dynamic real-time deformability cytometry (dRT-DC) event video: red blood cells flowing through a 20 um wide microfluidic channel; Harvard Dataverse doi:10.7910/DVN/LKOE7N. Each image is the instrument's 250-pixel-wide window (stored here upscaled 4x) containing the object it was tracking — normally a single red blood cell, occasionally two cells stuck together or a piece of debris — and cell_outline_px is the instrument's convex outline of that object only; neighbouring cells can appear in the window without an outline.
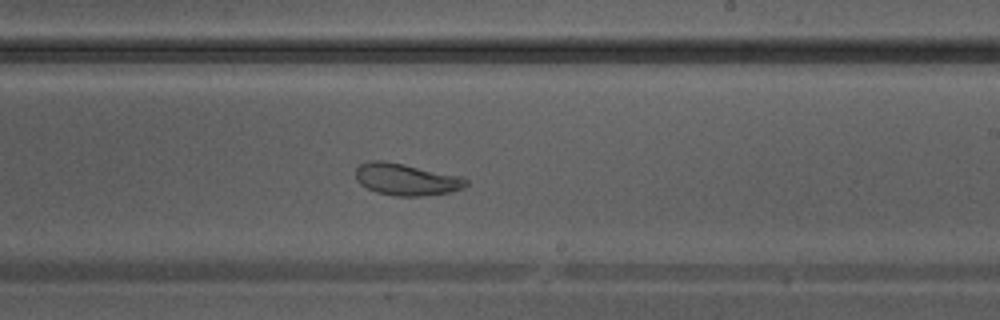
{"species": "Egyptian fruit bat (a non-hibernating species)", "species_latin": "Rousettus aegyptiacus", "temperature_condition": "warm", "stored_images_in_passage": 38, "camera_frame_rate_fps": 3000, "um_per_image_px": 0.085, "animal": {"sex": "male"}, "frame": {"image": 1, "passage_image": 22, "time_ms": 7.0, "image_size_px": [1000, 320], "cell_outline_px": [[468, 184], [460, 188], [448, 192], [420, 196], [396, 196], [376, 192], [360, 184], [356, 180], [356, 168], [360, 164], [372, 160], [380, 160], [404, 164], [464, 176], [468, 180]], "centroid_in_image_um": [34.53, 15.24], "position_along_channel_um": 254.5, "area_um2": 20.46}}